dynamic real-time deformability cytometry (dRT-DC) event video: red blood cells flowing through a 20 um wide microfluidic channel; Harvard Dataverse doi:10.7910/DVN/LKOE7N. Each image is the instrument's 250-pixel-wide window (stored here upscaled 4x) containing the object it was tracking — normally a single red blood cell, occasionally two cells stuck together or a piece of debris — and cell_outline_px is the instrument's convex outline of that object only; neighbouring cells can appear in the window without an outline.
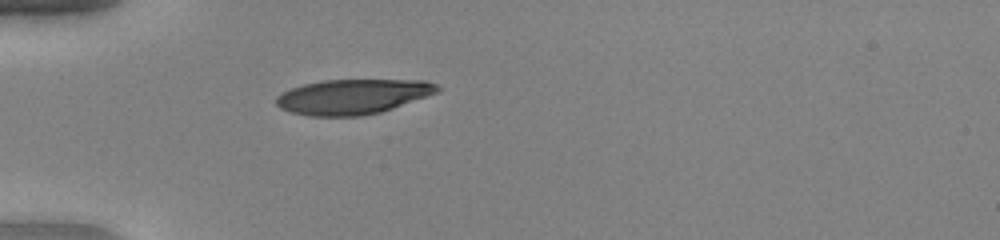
{"species": "human", "species_latin": "Homo sapiens", "temperature_condition": "warm", "stored_images_in_passage": 36, "camera_frame_rate_fps": 3000, "um_per_image_px": 0.085, "donor": {"sex": "female"}, "frame": {"image": 1, "passage_image": 1, "time_ms": 0.0, "image_size_px": [1000, 240], "cell_outline_px": [[440, 92], [380, 112], [360, 116], [308, 116], [292, 112], [280, 108], [276, 104], [276, 96], [280, 92], [304, 84], [324, 80], [424, 80], [436, 84], [440, 88]], "centroid_in_image_um": [29.98, 8.21], "position_along_channel_um": 55.0, "area_um2": 32.83}}
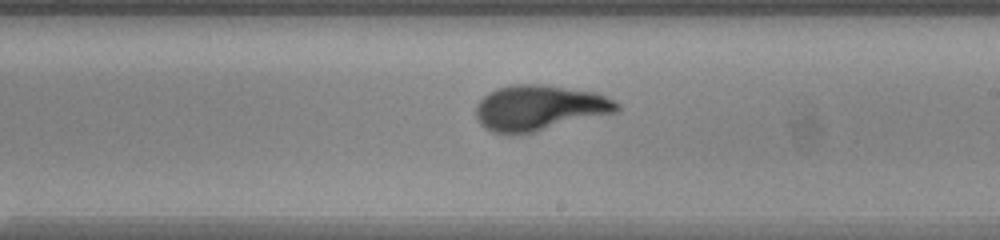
{"frame": {"image": 2, "passage_image": 16, "time_ms": 5.0, "image_size_px": [1000, 240], "cell_outline_px": [[620, 108], [616, 112], [532, 132], [492, 132], [484, 128], [480, 124], [476, 116], [476, 104], [488, 92], [496, 88], [512, 84], [544, 84], [596, 92], [616, 100], [620, 104]], "centroid_in_image_um": [45.85, 9.13], "position_along_channel_um": 243.1, "area_um2": 37.05}}
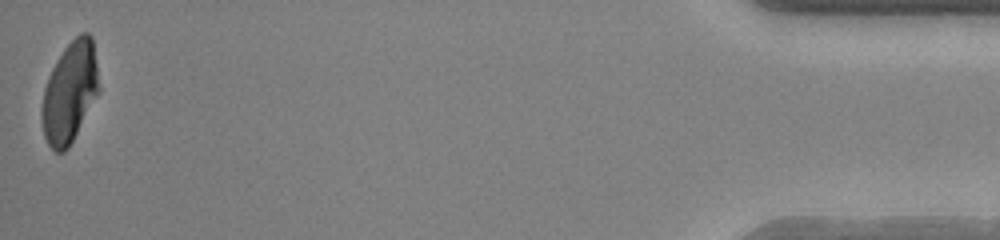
{"frame": {"image": 3, "passage_image": 36, "time_ms": 11.667, "image_size_px": [1000, 240], "cell_outline_px": [[100, 92], [68, 148], [64, 152], [56, 152], [48, 144], [44, 136], [40, 116], [40, 112], [44, 88], [52, 68], [56, 60], [64, 48], [80, 32], [88, 32], [92, 36], [100, 88]], "centroid_in_image_um": [5.93, 7.85], "position_along_channel_um": 429.3, "area_um2": 33.7}, "authors_computed_cell_mechanics": {"area_um2": 35.6915, "velocity_mm_per_s": 4.0452, "shape_relaxation_time_tau1_ms": 5.5306, "shape_relaxation_time_tau2_ms": null, "deformation_change_tau1": 0.2545, "deformation_change_tau2": null}}